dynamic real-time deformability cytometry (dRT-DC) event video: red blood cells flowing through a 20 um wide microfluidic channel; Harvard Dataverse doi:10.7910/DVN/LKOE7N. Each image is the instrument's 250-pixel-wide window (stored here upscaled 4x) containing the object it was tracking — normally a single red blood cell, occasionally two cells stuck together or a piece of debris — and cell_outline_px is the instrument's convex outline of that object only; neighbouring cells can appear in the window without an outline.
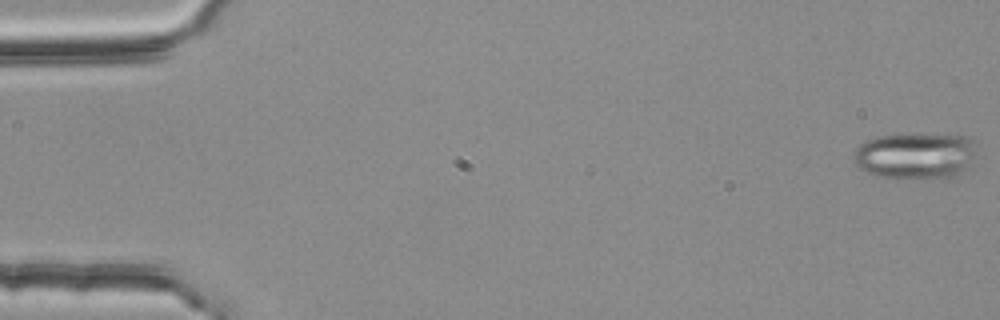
{"species": "common noctule bat (a hibernating species)", "species_latin": "Nyctalus noctula", "temperature_condition": "room temperature", "stored_images_in_passage": 55, "camera_frame_rate_fps": 3000, "um_per_image_px": 0.085, "animal": {"sex": "female", "body_mass_g": 25.1}, "frame": {"image": 1, "passage_image": 1, "time_ms": 0.0, "image_size_px": [1000, 320], "cell_outline_px": [[976, 140], [972, 156], [964, 168], [960, 172], [952, 176], [876, 176], [860, 168], [852, 160], [852, 152], [864, 140], [876, 136], [972, 136]], "centroid_in_image_um": [77.72, 13.2], "position_along_channel_um": 7.3, "area_um2": 31.67}}
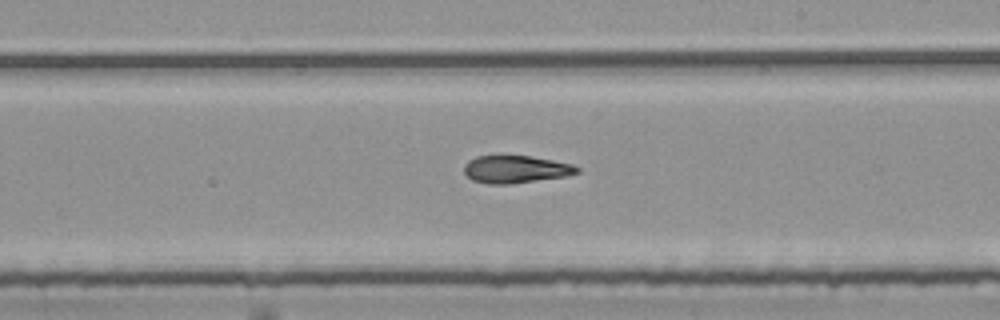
{"frame": {"image": 2, "passage_image": 32, "time_ms": 10.333, "image_size_px": [1000, 320], "cell_outline_px": [[580, 172], [568, 176], [512, 184], [488, 184], [472, 180], [464, 172], [464, 164], [468, 160], [476, 156], [528, 156], [552, 160], [572, 164], [580, 168]], "centroid_in_image_um": [43.84, 14.4], "position_along_channel_um": 245.2, "area_um2": 18.21}}
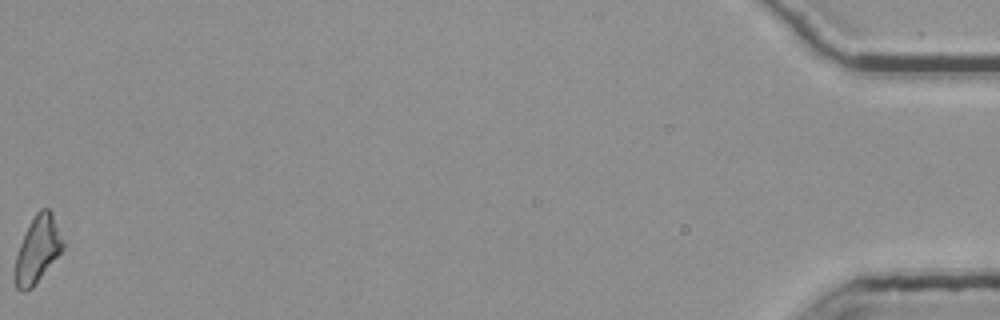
{"frame": {"image": 3, "passage_image": 55, "time_ms": 18.0, "image_size_px": [1000, 320], "cell_outline_px": [[64, 248], [36, 284], [32, 288], [24, 292], [20, 292], [16, 288], [12, 272], [16, 256], [20, 244], [36, 212], [40, 208], [48, 208], [52, 212], [64, 240]], "centroid_in_image_um": [3.18, 21.26], "position_along_channel_um": 432.0, "area_um2": 18.79}, "authors_computed_cell_mechanics": {"area_um2": 18.7272, "velocity_mm_per_s": 3.7865, "shape_relaxation_time_tau1_ms": null, "shape_relaxation_time_tau2_ms": 3.9582, "deformation_change_tau1": null, "deformation_change_tau2": 0.1365}}